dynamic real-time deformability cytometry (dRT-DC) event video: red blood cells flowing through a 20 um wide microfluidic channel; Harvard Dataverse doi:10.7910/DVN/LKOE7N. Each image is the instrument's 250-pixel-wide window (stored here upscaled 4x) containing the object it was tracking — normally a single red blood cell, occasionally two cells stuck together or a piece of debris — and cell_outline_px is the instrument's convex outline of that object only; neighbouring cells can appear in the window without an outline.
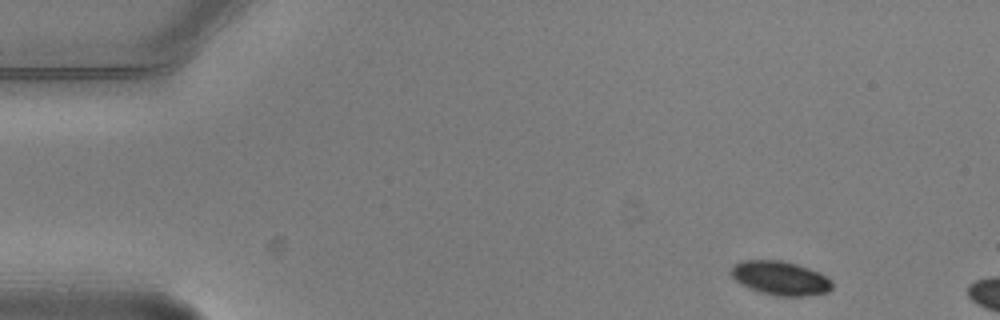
{"species": "common noctule bat (a hibernating species)", "species_latin": "Nyctalus noctula", "temperature_condition": "warm", "stored_images_in_passage": 3, "camera_frame_rate_fps": 3000, "um_per_image_px": 0.085, "animal": {"sex": "male", "body_mass_g": 20.5, "forearm_length_mm": 52.5}, "frame": {"image": 1, "passage_image": 1, "time_ms": 0.0, "image_size_px": [1000, 320], "cell_outline_px": [[832, 288], [828, 292], [800, 296], [776, 296], [760, 292], [740, 284], [732, 276], [732, 268], [740, 260], [780, 260], [796, 264], [808, 268], [832, 280]], "centroid_in_image_um": [66.32, 23.64], "position_along_channel_um": 18.7, "area_um2": 19.71}}